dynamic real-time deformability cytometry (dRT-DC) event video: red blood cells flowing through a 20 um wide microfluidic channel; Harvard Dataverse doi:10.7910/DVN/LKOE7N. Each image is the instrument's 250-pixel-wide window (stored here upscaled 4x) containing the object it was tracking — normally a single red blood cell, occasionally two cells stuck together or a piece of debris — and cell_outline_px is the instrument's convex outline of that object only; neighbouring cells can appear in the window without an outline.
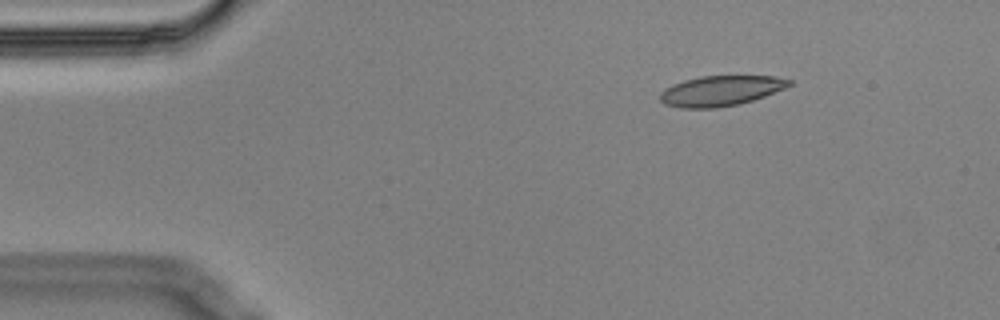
{"species": "Egyptian fruit bat (a non-hibernating species)", "species_latin": "Rousettus aegyptiacus", "temperature_condition": "cold", "stored_images_in_passage": 6, "camera_frame_rate_fps": 3000, "um_per_image_px": 0.085, "animal": {"sex": "male"}, "frame": {"image": 1, "passage_image": 3, "time_ms": 0.667, "image_size_px": [1000, 320], "cell_outline_px": [[792, 84], [784, 88], [764, 96], [752, 100], [736, 104], [716, 108], [680, 108], [664, 104], [660, 100], [660, 92], [664, 88], [672, 84], [684, 80], [700, 76], [772, 76], [792, 80]], "centroid_in_image_um": [61.21, 7.71], "position_along_channel_um": 23.8, "area_um2": 22.66}}